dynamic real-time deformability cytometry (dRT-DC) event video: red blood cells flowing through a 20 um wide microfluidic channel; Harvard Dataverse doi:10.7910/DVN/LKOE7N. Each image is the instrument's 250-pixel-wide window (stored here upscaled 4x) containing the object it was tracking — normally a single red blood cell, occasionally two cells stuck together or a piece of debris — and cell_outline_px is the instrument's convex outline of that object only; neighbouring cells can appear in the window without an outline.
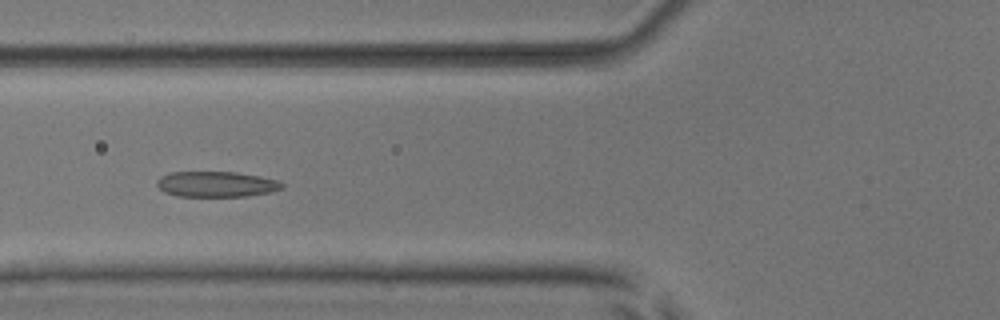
{"species": "common noctule bat (a hibernating species)", "species_latin": "Nyctalus noctula", "temperature_condition": "room temperature", "stored_images_in_passage": 52, "camera_frame_rate_fps": 3000, "um_per_image_px": 0.085, "animal": {"sex": "male", "body_mass_g": 17.9, "forearm_length_mm": 54.2}, "frame": {"image": 1, "passage_image": 20, "time_ms": 6.333, "image_size_px": [1000, 320], "cell_outline_px": [[284, 188], [272, 192], [248, 196], [176, 196], [164, 192], [156, 184], [156, 180], [160, 176], [172, 172], [236, 172], [260, 176], [276, 180], [284, 184]], "centroid_in_image_um": [18.39, 15.66], "position_along_channel_um": 107.4, "area_um2": 18.73}}
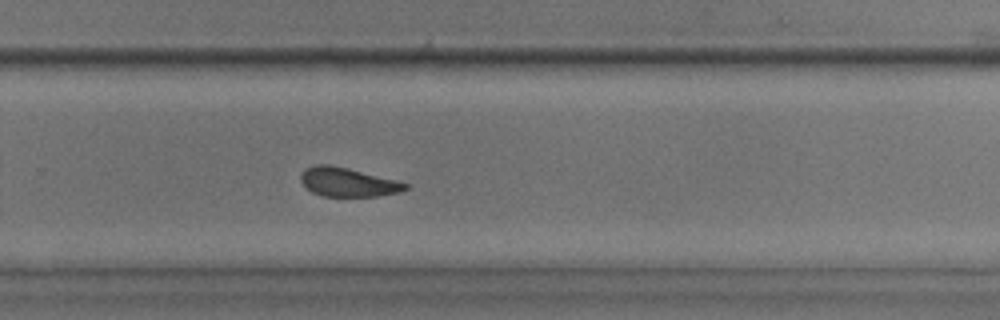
{"frame": {"image": 2, "passage_image": 35, "time_ms": 11.333, "image_size_px": [1000, 320], "cell_outline_px": [[408, 188], [400, 192], [376, 196], [324, 196], [312, 192], [300, 180], [300, 176], [304, 168], [316, 164], [328, 164], [348, 168], [396, 180], [408, 184]], "centroid_in_image_um": [29.55, 15.47], "position_along_channel_um": 300.3, "area_um2": 17.51}}
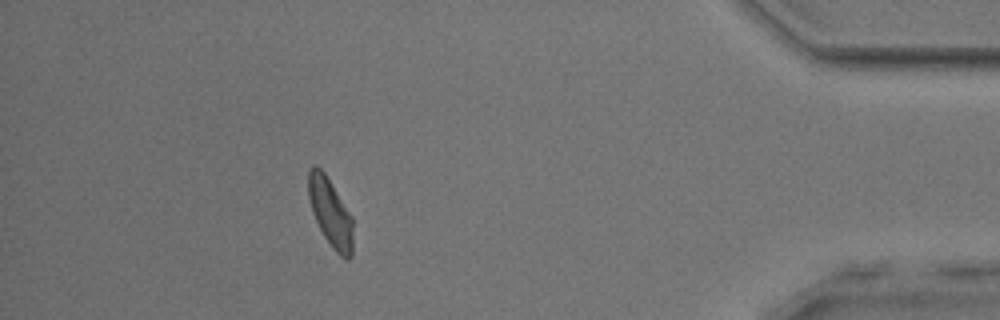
{"frame": {"image": 3, "passage_image": 47, "time_ms": 15.333, "image_size_px": [1000, 320], "cell_outline_px": [[352, 256], [348, 260], [340, 256], [332, 248], [324, 236], [312, 212], [308, 196], [308, 172], [312, 164], [316, 164], [324, 172], [352, 216]], "centroid_in_image_um": [28.07, 18.06], "position_along_channel_um": 407.1, "area_um2": 17.69}, "authors_computed_cell_mechanics": {"area_um2": 18.6983, "velocity_mm_per_s": 3.8661, "shape_relaxation_time_tau1_ms": 5.6875, "shape_relaxation_time_tau2_ms": 2.4578, "deformation_change_tau1": 0.1562, "deformation_change_tau2": 0.1021}}